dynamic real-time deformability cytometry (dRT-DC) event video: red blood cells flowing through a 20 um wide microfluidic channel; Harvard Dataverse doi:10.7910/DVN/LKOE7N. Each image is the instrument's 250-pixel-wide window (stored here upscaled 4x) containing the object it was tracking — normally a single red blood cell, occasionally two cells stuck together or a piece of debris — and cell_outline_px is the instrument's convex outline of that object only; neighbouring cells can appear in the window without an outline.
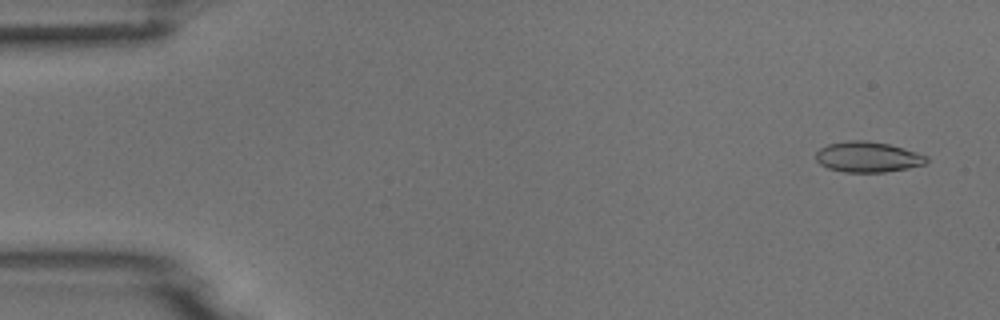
{"species": "common noctule bat (a hibernating species)", "species_latin": "Nyctalus noctula", "temperature_condition": "room temperature", "stored_images_in_passage": 53, "camera_frame_rate_fps": 3000, "um_per_image_px": 0.085, "animal": {"sex": "male", "body_mass_g": 18.8}, "frame": {"image": 1, "passage_image": 3, "time_ms": 0.667, "image_size_px": [1000, 320], "cell_outline_px": [[928, 160], [924, 164], [908, 168], [884, 172], [844, 172], [828, 168], [820, 164], [816, 160], [816, 152], [820, 148], [828, 144], [848, 140], [868, 140], [888, 144], [916, 152], [928, 156]], "centroid_in_image_um": [73.74, 13.34], "position_along_channel_um": 11.3, "area_um2": 19.65}}
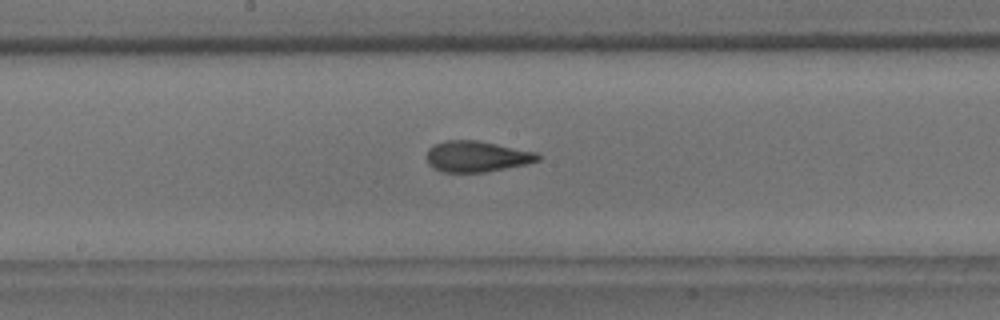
{"frame": {"image": 2, "passage_image": 28, "time_ms": 9.0, "image_size_px": [1000, 320], "cell_outline_px": [[544, 156], [540, 160], [528, 164], [484, 172], [440, 172], [432, 168], [428, 164], [428, 148], [444, 140], [476, 140], [536, 152]], "centroid_in_image_um": [40.54, 13.3], "position_along_channel_um": 207.7, "area_um2": 20.11}}
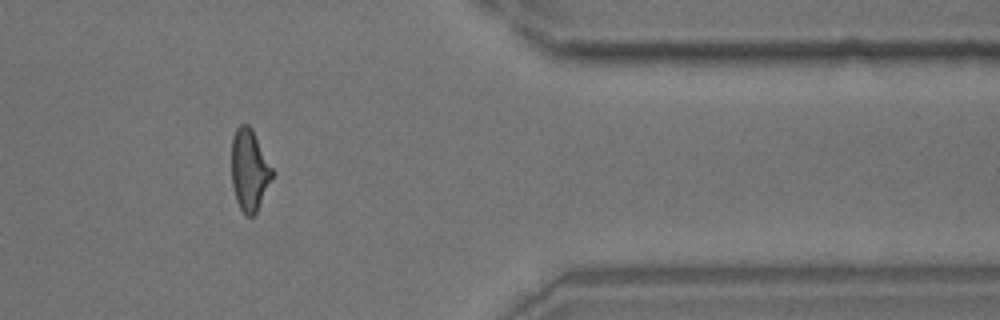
{"frame": {"image": 3, "passage_image": 44, "time_ms": 14.333, "image_size_px": [1000, 320], "cell_outline_px": [[276, 172], [256, 212], [252, 216], [248, 216], [240, 208], [236, 200], [232, 184], [232, 136], [236, 128], [240, 124], [248, 124], [252, 128]], "centroid_in_image_um": [21.23, 14.41], "position_along_channel_um": 390.2, "area_um2": 19.59}}